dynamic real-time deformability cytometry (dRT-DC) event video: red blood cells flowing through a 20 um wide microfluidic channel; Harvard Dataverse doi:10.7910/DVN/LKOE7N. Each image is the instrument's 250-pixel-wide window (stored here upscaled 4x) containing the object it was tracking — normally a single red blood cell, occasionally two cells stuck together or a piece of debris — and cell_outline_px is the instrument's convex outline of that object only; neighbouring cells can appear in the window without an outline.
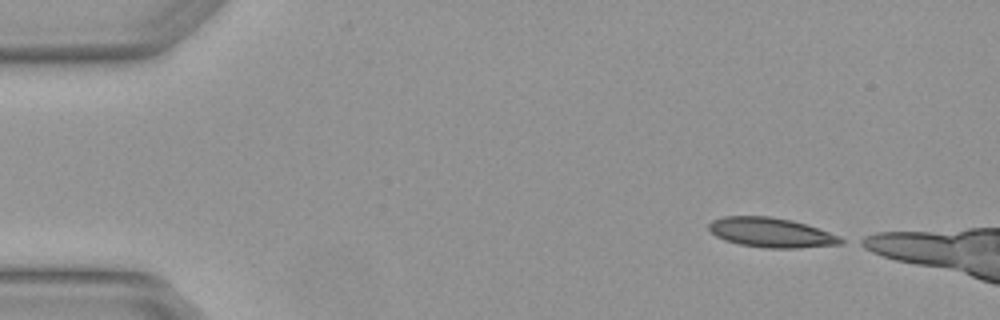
{"species": "Egyptian fruit bat (a non-hibernating species)", "species_latin": "Rousettus aegyptiacus", "temperature_condition": "warm", "stored_images_in_passage": 3, "camera_frame_rate_fps": 3000, "um_per_image_px": 0.085, "animal": {"sex": "female"}, "frame": {"image": 1, "passage_image": 1, "time_ms": 0.0, "image_size_px": [1000, 320], "cell_outline_px": [[848, 240], [844, 244], [800, 248], [764, 248], [740, 244], [724, 240], [716, 236], [708, 228], [708, 224], [712, 220], [724, 216], [768, 216], [792, 220], [840, 236]], "centroid_in_image_um": [65.57, 19.78], "position_along_channel_um": 19.4, "area_um2": 22.89}}